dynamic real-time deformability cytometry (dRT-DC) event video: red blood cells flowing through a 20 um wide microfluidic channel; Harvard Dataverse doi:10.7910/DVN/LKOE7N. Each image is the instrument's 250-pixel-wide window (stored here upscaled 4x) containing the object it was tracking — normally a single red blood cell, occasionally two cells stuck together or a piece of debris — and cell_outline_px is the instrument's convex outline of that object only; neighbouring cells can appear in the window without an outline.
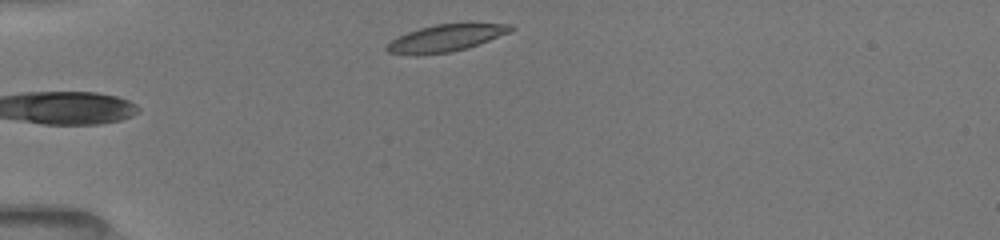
{"species": "common noctule bat (a hibernating species)", "species_latin": "Nyctalus noctula", "temperature_condition": "room temperature", "stored_images_in_passage": 8, "camera_frame_rate_fps": 3000, "um_per_image_px": 0.085, "animal": {"sex": "female", "body_mass_g": 19.5, "forearm_length_mm": 54.1}, "frame": {"image": 1, "passage_image": 8, "time_ms": 5.667, "image_size_px": [1000, 240], "cell_outline_px": [[516, 28], [508, 32], [468, 48], [452, 52], [416, 56], [412, 56], [388, 52], [384, 48], [392, 40], [408, 32], [420, 28], [436, 24], [512, 24]], "centroid_in_image_um": [37.84, 3.26], "position_along_channel_um": 47.2, "area_um2": 19.31}}